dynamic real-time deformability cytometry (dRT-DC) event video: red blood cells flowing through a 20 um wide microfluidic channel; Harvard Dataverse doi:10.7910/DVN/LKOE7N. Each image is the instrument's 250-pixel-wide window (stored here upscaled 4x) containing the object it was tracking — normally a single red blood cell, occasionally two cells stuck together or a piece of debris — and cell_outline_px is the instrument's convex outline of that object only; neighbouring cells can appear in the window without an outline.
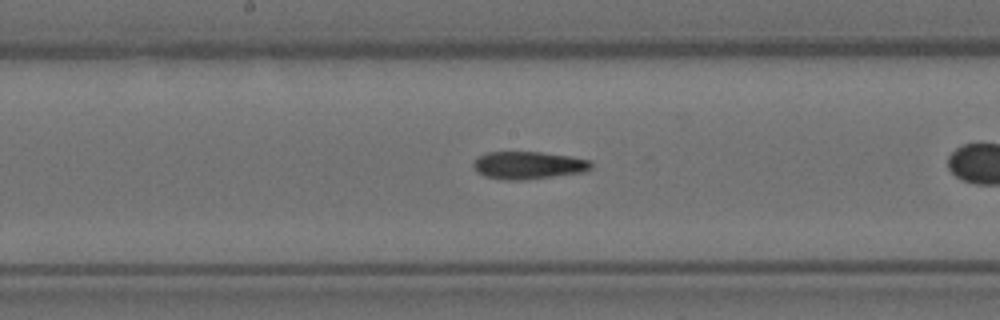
{"species": "Egyptian fruit bat (a non-hibernating species)", "species_latin": "Rousettus aegyptiacus", "temperature_condition": "room temperature", "stored_images_in_passage": 37, "camera_frame_rate_fps": 3000, "um_per_image_px": 0.085, "animal": {"sex": "female"}, "frame": {"image": 1, "passage_image": 22, "time_ms": 7.0, "image_size_px": [1000, 320], "cell_outline_px": [[592, 168], [584, 172], [524, 180], [504, 180], [484, 176], [476, 172], [472, 164], [476, 156], [484, 152], [540, 152], [568, 156], [592, 160]], "centroid_in_image_um": [44.86, 14.04], "position_along_channel_um": 203.3, "area_um2": 19.19}}
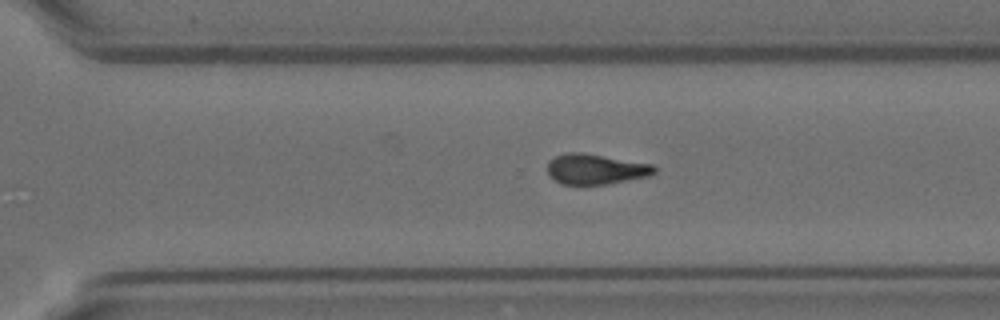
{"frame": {"image": 2, "passage_image": 32, "time_ms": 10.333, "image_size_px": [1000, 320], "cell_outline_px": [[656, 172], [648, 176], [608, 184], [560, 184], [548, 172], [548, 160], [556, 156], [568, 152], [580, 152], [652, 164], [656, 168]], "centroid_in_image_um": [50.63, 14.37], "position_along_channel_um": 320.0, "area_um2": 18.67}}